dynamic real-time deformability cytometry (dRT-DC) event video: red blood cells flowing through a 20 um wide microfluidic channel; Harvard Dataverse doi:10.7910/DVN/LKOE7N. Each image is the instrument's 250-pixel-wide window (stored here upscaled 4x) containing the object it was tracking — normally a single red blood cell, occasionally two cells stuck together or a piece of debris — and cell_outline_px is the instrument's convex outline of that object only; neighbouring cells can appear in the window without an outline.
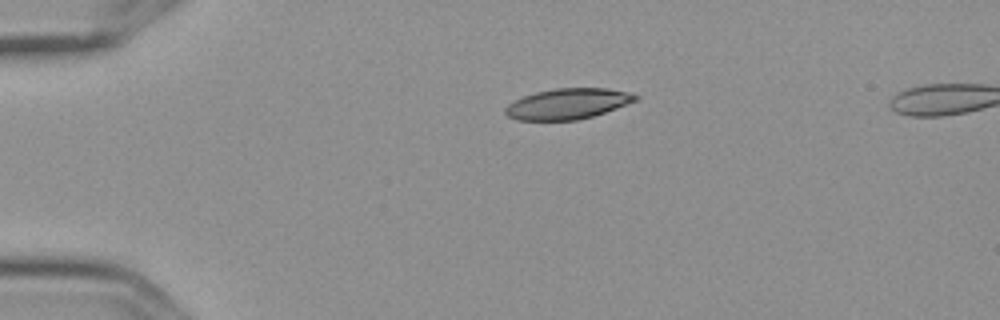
{"species": "Egyptian fruit bat (a non-hibernating species)", "species_latin": "Rousettus aegyptiacus", "temperature_condition": "cold", "stored_images_in_passage": 3, "camera_frame_rate_fps": 3000, "um_per_image_px": 0.085, "frame": {"image": 1, "passage_image": 1, "time_ms": 0.0, "image_size_px": [1000, 320], "cell_outline_px": [[640, 96], [636, 100], [616, 108], [592, 116], [576, 120], [516, 120], [508, 116], [504, 112], [504, 108], [508, 104], [524, 96], [536, 92], [552, 88], [608, 88], [628, 92]], "centroid_in_image_um": [48.23, 8.82], "position_along_channel_um": 36.8, "area_um2": 23.12}}